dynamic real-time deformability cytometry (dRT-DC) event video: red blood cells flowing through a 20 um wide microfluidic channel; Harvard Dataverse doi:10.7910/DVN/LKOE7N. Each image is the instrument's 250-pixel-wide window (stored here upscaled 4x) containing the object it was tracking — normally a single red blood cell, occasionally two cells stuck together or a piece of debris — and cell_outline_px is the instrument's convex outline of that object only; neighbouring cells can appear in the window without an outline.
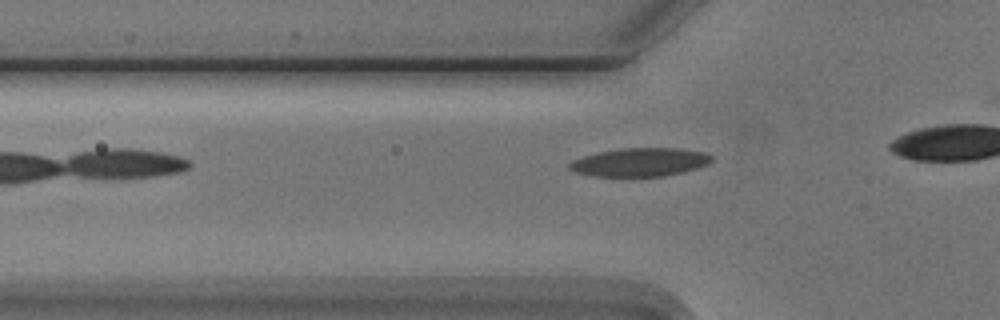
{"species": "Egyptian fruit bat (a non-hibernating species)", "species_latin": "Rousettus aegyptiacus", "temperature_condition": "cold", "stored_images_in_passage": 8, "camera_frame_rate_fps": 3000, "um_per_image_px": 0.085, "animal": {"sex": "male"}, "frame": {"image": 1, "passage_image": 2, "time_ms": 0.333, "image_size_px": [1000, 320], "cell_outline_px": [[712, 160], [708, 164], [684, 172], [664, 176], [596, 176], [576, 172], [568, 168], [568, 164], [572, 160], [596, 152], [624, 148], [680, 148], [704, 152], [712, 156]], "centroid_in_image_um": [54.4, 13.78], "position_along_channel_um": 71.4, "area_um2": 23.52}}
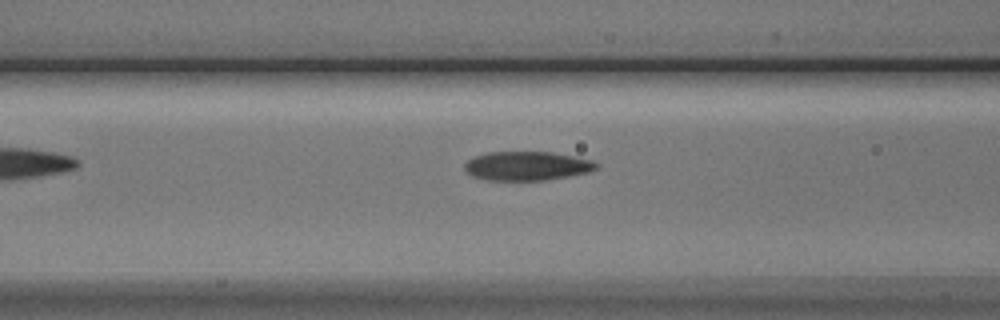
{"frame": {"image": 2, "passage_image": 6, "time_ms": 1.667, "image_size_px": [1000, 320], "cell_outline_px": [[600, 164], [596, 168], [588, 172], [568, 176], [544, 180], [488, 180], [472, 176], [464, 168], [464, 164], [472, 156], [488, 152], [552, 152], [592, 160]], "centroid_in_image_um": [44.77, 14.1], "position_along_channel_um": 121.8, "area_um2": 22.2}}